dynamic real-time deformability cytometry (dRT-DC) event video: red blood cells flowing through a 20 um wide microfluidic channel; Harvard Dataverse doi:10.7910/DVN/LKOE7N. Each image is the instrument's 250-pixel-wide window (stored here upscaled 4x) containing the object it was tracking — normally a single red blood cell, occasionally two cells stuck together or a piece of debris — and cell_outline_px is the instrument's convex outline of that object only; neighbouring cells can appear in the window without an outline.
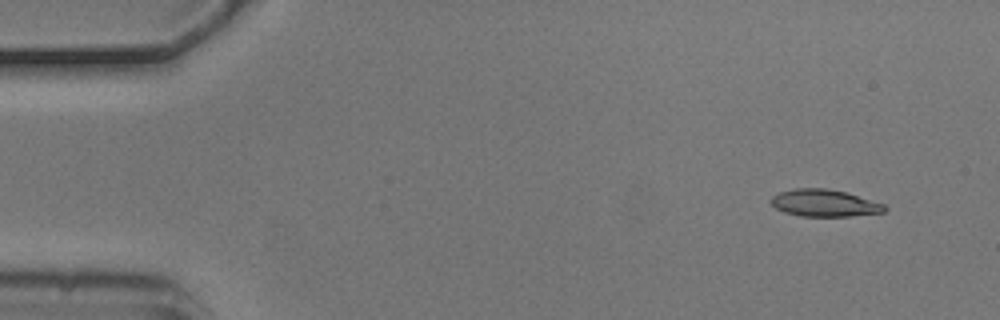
{"species": "common noctule bat (a hibernating species)", "species_latin": "Nyctalus noctula", "temperature_condition": "cold", "stored_images_in_passage": 5, "camera_frame_rate_fps": 3000, "um_per_image_px": 0.085, "animal": {"sex": "male", "body_mass_g": 20.5, "forearm_length_mm": 52.5}, "frame": {"image": 1, "passage_image": 1, "time_ms": 0.0, "image_size_px": [1000, 320], "cell_outline_px": [[888, 208], [884, 212], [852, 216], [800, 216], [784, 212], [776, 208], [768, 200], [772, 196], [780, 192], [796, 188], [824, 188], [848, 192], [884, 204]], "centroid_in_image_um": [70.08, 17.26], "position_along_channel_um": 14.9, "area_um2": 18.03}}